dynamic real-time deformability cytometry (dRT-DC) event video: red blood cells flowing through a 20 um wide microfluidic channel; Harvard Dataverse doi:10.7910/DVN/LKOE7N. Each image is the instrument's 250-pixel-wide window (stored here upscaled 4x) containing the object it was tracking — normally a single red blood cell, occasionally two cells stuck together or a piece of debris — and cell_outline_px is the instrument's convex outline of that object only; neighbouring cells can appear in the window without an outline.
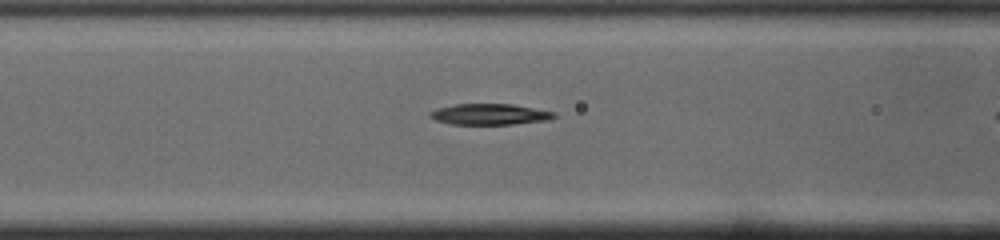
{"species": "common noctule bat (a hibernating species)", "species_latin": "Nyctalus noctula", "temperature_condition": "cold", "stored_images_in_passage": 11, "camera_frame_rate_fps": 3000, "um_per_image_px": 0.085, "animal": {"sex": "male", "body_mass_g": 19.0, "forearm_length_mm": 50.8}, "frame": {"image": 1, "passage_image": 10, "time_ms": 3.0, "image_size_px": [1000, 240], "cell_outline_px": [[556, 116], [548, 120], [512, 124], [452, 124], [436, 120], [428, 112], [440, 108], [456, 104], [512, 104], [556, 112]], "centroid_in_image_um": [41.67, 9.71], "position_along_channel_um": 124.9, "area_um2": 14.91}}